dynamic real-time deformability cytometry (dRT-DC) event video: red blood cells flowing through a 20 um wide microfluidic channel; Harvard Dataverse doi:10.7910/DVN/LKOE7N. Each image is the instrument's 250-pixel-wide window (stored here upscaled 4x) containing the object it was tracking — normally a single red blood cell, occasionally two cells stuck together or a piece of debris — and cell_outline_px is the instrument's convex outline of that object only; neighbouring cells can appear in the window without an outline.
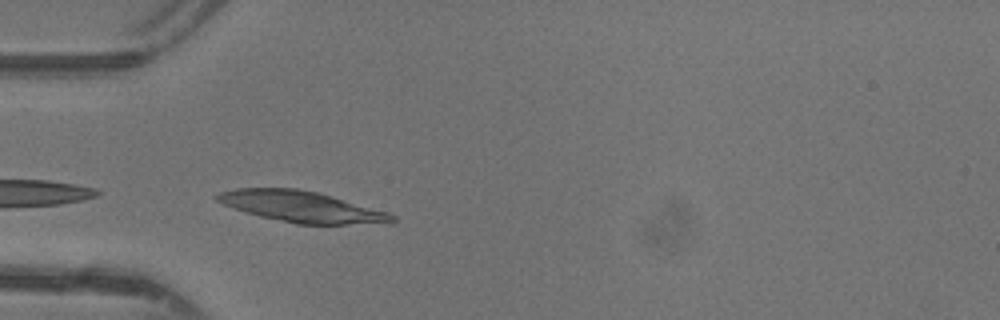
{"species": "common noctule bat (a hibernating species)", "species_latin": "Nyctalus noctula", "temperature_condition": "warm", "stored_images_in_passage": 5, "camera_frame_rate_fps": 3000, "um_per_image_px": 0.085, "animal": {"sex": "female"}, "frame": {"image": 1, "passage_image": 1, "time_ms": 0.0, "image_size_px": [1000, 320], "cell_outline_px": [[396, 220], [392, 224], [296, 224], [260, 216], [244, 212], [224, 204], [216, 200], [212, 196], [220, 192], [236, 188], [296, 188], [320, 192], [388, 212], [396, 216]], "centroid_in_image_um": [25.68, 17.57], "position_along_channel_um": 59.3, "area_um2": 31.96}}
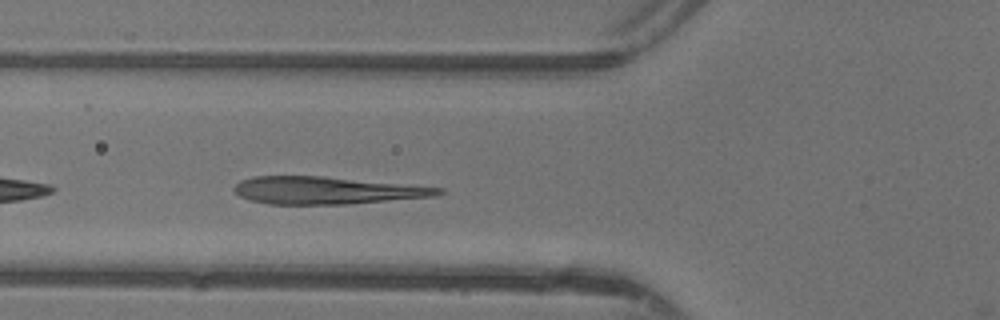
{"frame": {"image": 2, "passage_image": 4, "time_ms": 1.0, "image_size_px": [1000, 320], "cell_outline_px": [[444, 192], [432, 196], [344, 204], [268, 204], [252, 200], [240, 196], [232, 188], [240, 180], [256, 176], [324, 176], [444, 188]], "centroid_in_image_um": [27.7, 16.17], "position_along_channel_um": 98.1, "area_um2": 32.14}}